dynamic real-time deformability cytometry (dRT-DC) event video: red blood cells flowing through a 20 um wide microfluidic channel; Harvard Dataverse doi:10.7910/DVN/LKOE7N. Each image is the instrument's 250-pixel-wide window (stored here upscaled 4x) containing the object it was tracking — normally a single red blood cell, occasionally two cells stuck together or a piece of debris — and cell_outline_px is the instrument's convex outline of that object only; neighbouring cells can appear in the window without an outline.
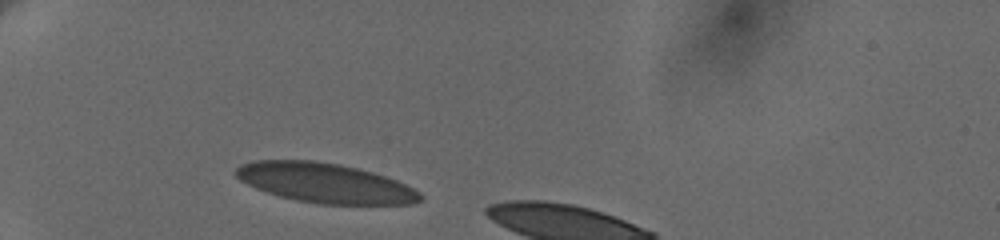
{"species": "human", "species_latin": "Homo sapiens", "temperature_condition": "cold", "stored_images_in_passage": 5, "camera_frame_rate_fps": 3000, "um_per_image_px": 0.085, "donor": {"sex": "female"}, "frame": {"image": 1, "passage_image": 1, "time_ms": 0.0, "image_size_px": [1000, 240], "cell_outline_px": [[424, 196], [420, 200], [412, 204], [316, 204], [296, 200], [280, 196], [256, 188], [240, 180], [232, 172], [240, 164], [256, 160], [312, 160], [340, 164], [372, 172], [396, 180], [420, 192]], "centroid_in_image_um": [27.6, 15.55], "position_along_channel_um": 57.4, "area_um2": 42.54}}